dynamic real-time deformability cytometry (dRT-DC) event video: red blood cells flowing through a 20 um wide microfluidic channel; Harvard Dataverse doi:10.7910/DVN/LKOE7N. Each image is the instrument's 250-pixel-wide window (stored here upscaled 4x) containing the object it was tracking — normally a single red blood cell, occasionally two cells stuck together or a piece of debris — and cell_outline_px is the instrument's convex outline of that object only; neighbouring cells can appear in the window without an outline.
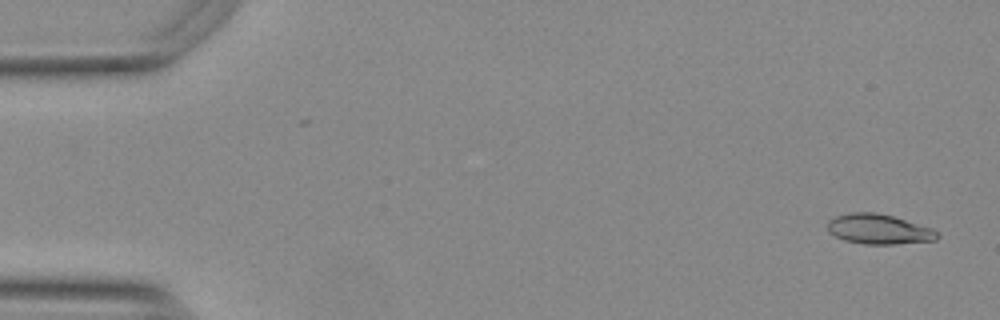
{"species": "Egyptian fruit bat (a non-hibernating species)", "species_latin": "Rousettus aegyptiacus", "temperature_condition": "warm", "stored_images_in_passage": 54, "camera_frame_rate_fps": 3000, "um_per_image_px": 0.085, "animal": {"sex": "female"}, "frame": {"image": 1, "passage_image": 2, "time_ms": 0.333, "image_size_px": [1000, 320], "cell_outline_px": [[940, 236], [936, 240], [892, 244], [864, 244], [844, 240], [828, 232], [828, 220], [836, 216], [852, 212], [876, 212], [892, 216], [932, 228]], "centroid_in_image_um": [74.68, 19.48], "position_along_channel_um": 10.3, "area_um2": 19.02}}
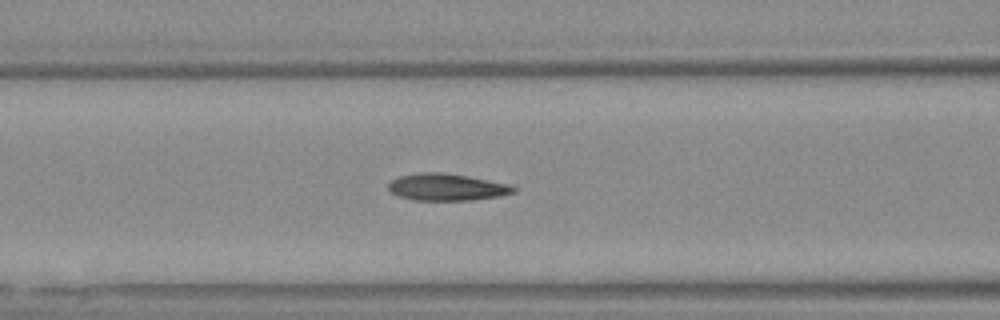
{"frame": {"image": 2, "passage_image": 22, "time_ms": 7.0, "image_size_px": [1000, 320], "cell_outline_px": [[516, 192], [500, 196], [468, 200], [412, 200], [400, 196], [392, 192], [388, 188], [388, 184], [392, 180], [400, 176], [420, 172], [444, 172], [468, 176], [508, 184], [516, 188]], "centroid_in_image_um": [37.97, 15.9], "position_along_channel_um": 128.6, "area_um2": 19.54}}
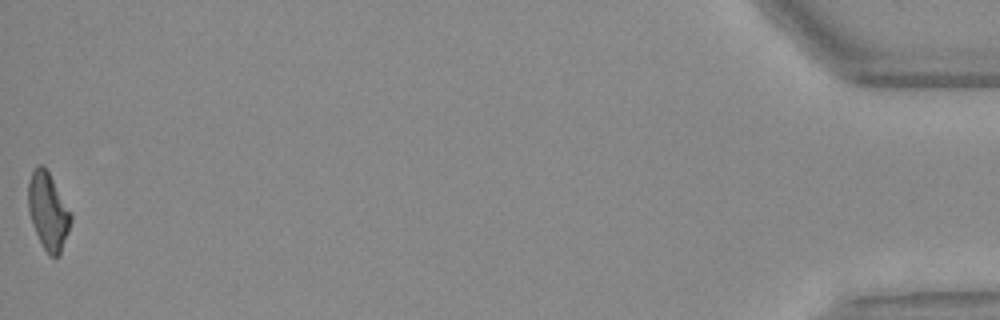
{"frame": {"image": 3, "passage_image": 54, "time_ms": 17.667, "image_size_px": [1000, 320], "cell_outline_px": [[72, 220], [60, 256], [48, 256], [32, 224], [28, 212], [28, 184], [32, 172], [40, 164], [48, 172], [72, 216]], "centroid_in_image_um": [4.08, 18.01], "position_along_channel_um": 431.1, "area_um2": 18.67}, "authors_computed_cell_mechanics": {"area_um2": 19.1029, "velocity_mm_per_s": 3.775, "shape_relaxation_time_tau1_ms": null, "shape_relaxation_time_tau2_ms": 2.4104, "deformation_change_tau1": null, "deformation_change_tau2": 0.1083}}